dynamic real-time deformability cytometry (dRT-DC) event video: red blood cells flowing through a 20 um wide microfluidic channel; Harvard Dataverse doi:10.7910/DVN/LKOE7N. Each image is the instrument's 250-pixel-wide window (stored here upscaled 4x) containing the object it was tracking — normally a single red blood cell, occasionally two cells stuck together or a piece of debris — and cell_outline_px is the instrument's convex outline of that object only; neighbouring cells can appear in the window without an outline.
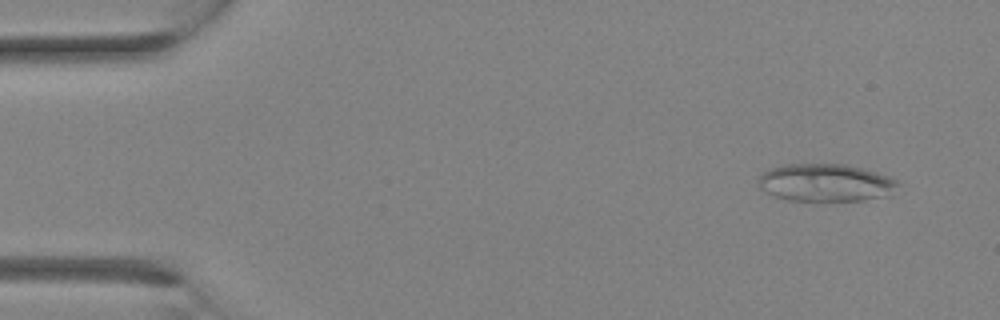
{"species": "Egyptian fruit bat (a non-hibernating species)", "species_latin": "Rousettus aegyptiacus", "temperature_condition": "room temperature", "stored_images_in_passage": 8, "camera_frame_rate_fps": 3000, "um_per_image_px": 0.085, "animal": {"sex": "female"}, "frame": {"image": 1, "passage_image": 1, "time_ms": 0.0, "image_size_px": [1000, 320], "cell_outline_px": [[896, 184], [892, 196], [864, 200], [788, 200], [776, 196], [760, 188], [760, 176], [768, 168], [780, 164], [844, 164], [876, 172], [888, 176], [896, 180]], "centroid_in_image_um": [70.18, 15.52], "position_along_channel_um": 14.8, "area_um2": 30.35}}